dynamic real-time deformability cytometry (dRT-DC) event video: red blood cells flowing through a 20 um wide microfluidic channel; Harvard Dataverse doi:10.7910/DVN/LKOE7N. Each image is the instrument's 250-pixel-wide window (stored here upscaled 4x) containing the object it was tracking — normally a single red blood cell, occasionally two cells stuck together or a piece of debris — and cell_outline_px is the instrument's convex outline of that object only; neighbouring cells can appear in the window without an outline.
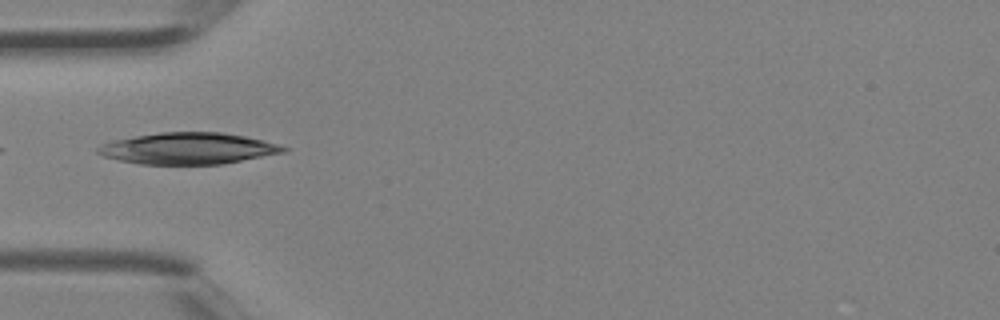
{"species": "Egyptian fruit bat (a non-hibernating species)", "species_latin": "Rousettus aegyptiacus", "temperature_condition": "room temperature", "stored_images_in_passage": 1, "camera_frame_rate_fps": 3000, "um_per_image_px": 0.085, "animal": {"sex": "female"}, "frame": {"image": 1, "passage_image": 1, "time_ms": 0.0, "image_size_px": [1000, 320], "cell_outline_px": [[288, 148], [284, 152], [224, 164], [140, 164], [120, 160], [104, 156], [96, 152], [96, 148], [104, 144], [116, 140], [136, 136], [160, 132], [220, 132], [244, 136], [264, 140]], "centroid_in_image_um": [16.01, 12.62], "position_along_channel_um": 69.0, "area_um2": 33.64}}